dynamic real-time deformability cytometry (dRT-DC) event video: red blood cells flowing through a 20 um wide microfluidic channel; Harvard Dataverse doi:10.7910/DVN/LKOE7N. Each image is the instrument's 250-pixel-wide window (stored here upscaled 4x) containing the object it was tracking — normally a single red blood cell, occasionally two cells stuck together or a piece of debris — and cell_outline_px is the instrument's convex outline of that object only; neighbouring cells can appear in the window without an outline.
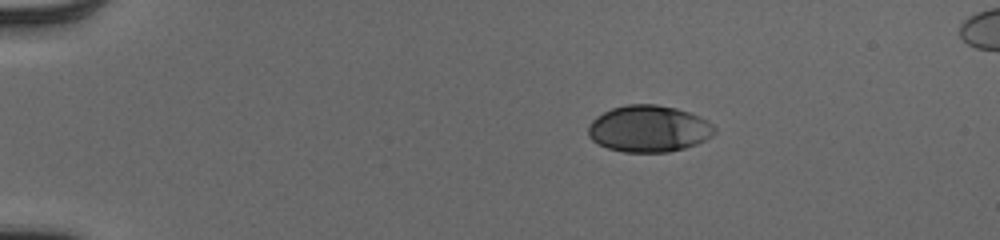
{"species": "human", "species_latin": "Homo sapiens", "temperature_condition": "cold", "stored_images_in_passage": 44, "camera_frame_rate_fps": 3000, "um_per_image_px": 0.085, "donor": {"sex": "male"}, "frame": {"image": 1, "passage_image": 1, "time_ms": 0.0, "image_size_px": [1000, 240], "cell_outline_px": [[716, 132], [712, 136], [696, 144], [684, 148], [668, 152], [624, 152], [608, 148], [592, 140], [588, 136], [588, 128], [592, 120], [596, 116], [612, 108], [628, 104], [656, 104], [676, 108], [700, 116], [708, 120], [716, 128]], "centroid_in_image_um": [55.16, 10.94], "position_along_channel_um": 29.8, "area_um2": 34.39}}
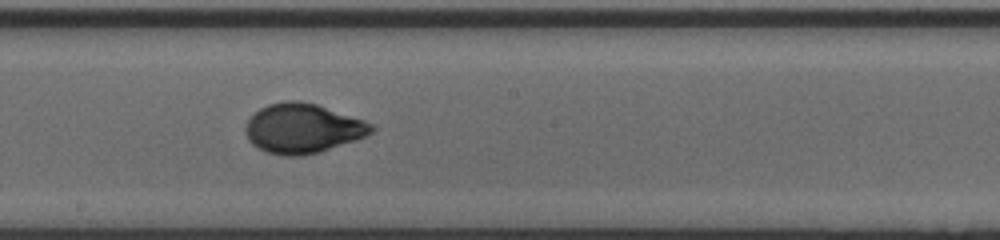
{"frame": {"image": 2, "passage_image": 22, "time_ms": 7.0, "image_size_px": [1000, 240], "cell_outline_px": [[376, 128], [372, 132], [356, 140], [320, 152], [304, 156], [284, 156], [268, 152], [252, 144], [248, 140], [244, 132], [244, 128], [248, 120], [260, 108], [268, 104], [284, 100], [300, 100], [316, 104], [364, 120], [372, 124]], "centroid_in_image_um": [25.72, 10.91], "position_along_channel_um": 222.5, "area_um2": 36.47}}
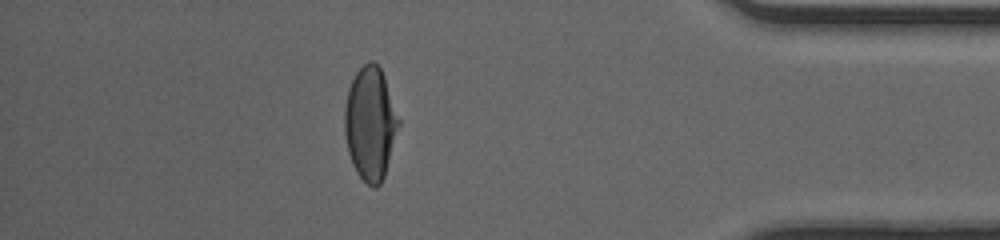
{"frame": {"image": 3, "passage_image": 38, "time_ms": 12.333, "image_size_px": [1000, 240], "cell_outline_px": [[400, 124], [384, 176], [380, 184], [376, 188], [372, 188], [356, 172], [352, 164], [348, 152], [344, 132], [344, 108], [348, 88], [356, 72], [368, 60], [372, 60], [380, 68], [384, 76], [400, 120]], "centroid_in_image_um": [31.46, 10.49], "position_along_channel_um": 403.7, "area_um2": 35.66}, "authors_computed_cell_mechanics": {"area_um2": 35.3447, "velocity_mm_per_s": 3.9867, "shape_relaxation_time_tau1_ms": 3.944, "shape_relaxation_time_tau2_ms": null, "deformation_change_tau1": 0.1772, "deformation_change_tau2": null}}